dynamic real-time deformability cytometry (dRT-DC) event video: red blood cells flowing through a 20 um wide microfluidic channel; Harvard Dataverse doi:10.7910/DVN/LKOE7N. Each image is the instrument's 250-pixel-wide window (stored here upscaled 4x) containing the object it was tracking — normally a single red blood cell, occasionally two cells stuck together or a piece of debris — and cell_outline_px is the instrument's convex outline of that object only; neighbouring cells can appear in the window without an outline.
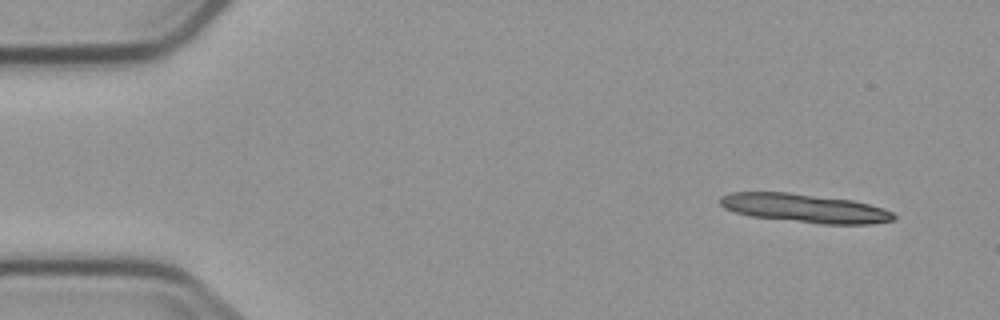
{"species": "common noctule bat (a hibernating species)", "species_latin": "Nyctalus noctula", "temperature_condition": "cold", "stored_images_in_passage": 3, "camera_frame_rate_fps": 3000, "um_per_image_px": 0.085, "animal": {"sex": "male", "body_mass_g": 23.1, "forearm_length_mm": 52.7}, "frame": {"image": 1, "passage_image": 1, "time_ms": 0.0, "image_size_px": [1000, 320], "cell_outline_px": [[896, 220], [868, 224], [820, 224], [752, 216], [736, 212], [724, 208], [720, 204], [720, 196], [732, 192], [788, 192], [852, 200], [884, 208], [892, 212], [896, 216]], "centroid_in_image_um": [68.42, 17.7], "position_along_channel_um": 16.6, "area_um2": 28.96}}